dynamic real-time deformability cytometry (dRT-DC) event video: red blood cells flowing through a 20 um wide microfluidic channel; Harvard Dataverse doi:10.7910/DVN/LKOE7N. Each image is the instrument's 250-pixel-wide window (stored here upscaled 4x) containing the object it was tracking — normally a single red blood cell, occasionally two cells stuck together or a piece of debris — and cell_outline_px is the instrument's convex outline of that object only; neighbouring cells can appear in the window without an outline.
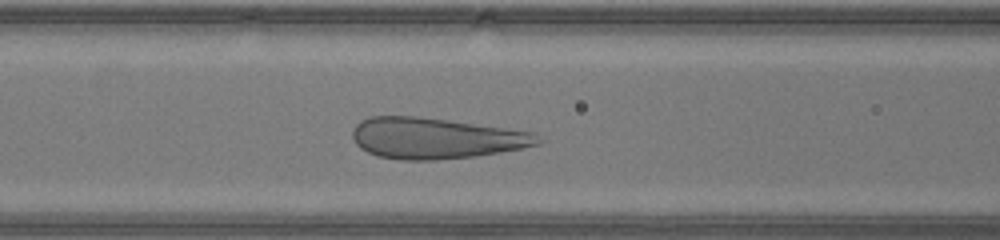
{"species": "human", "species_latin": "Homo sapiens", "temperature_condition": "warm", "stored_images_in_passage": 31, "camera_frame_rate_fps": 3000, "um_per_image_px": 0.085, "donor": {"sex": "male"}, "frame": {"image": 1, "passage_image": 12, "time_ms": 3.667, "image_size_px": [1000, 240], "cell_outline_px": [[544, 140], [540, 144], [500, 152], [476, 156], [436, 160], [400, 160], [380, 156], [368, 152], [360, 148], [356, 144], [352, 136], [352, 128], [360, 120], [372, 116], [416, 116], [536, 132]], "centroid_in_image_um": [37.04, 11.75], "position_along_channel_um": 129.6, "area_um2": 44.33}}
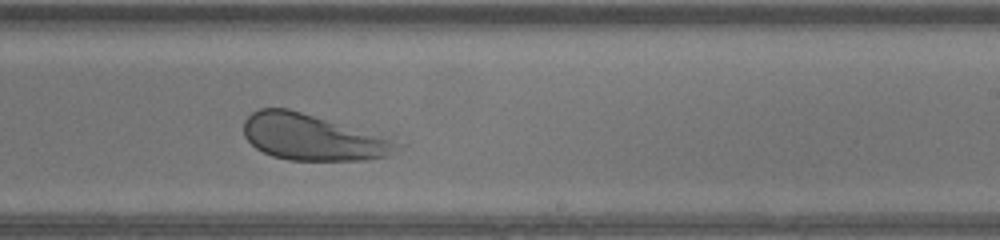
{"frame": {"image": 2, "passage_image": 21, "time_ms": 6.667, "image_size_px": [1000, 240], "cell_outline_px": [[408, 144], [388, 156], [364, 160], [288, 160], [272, 156], [256, 148], [244, 136], [244, 120], [252, 112], [260, 108], [288, 108]], "centroid_in_image_um": [26.57, 11.68], "position_along_channel_um": 262.4, "area_um2": 40.92}}
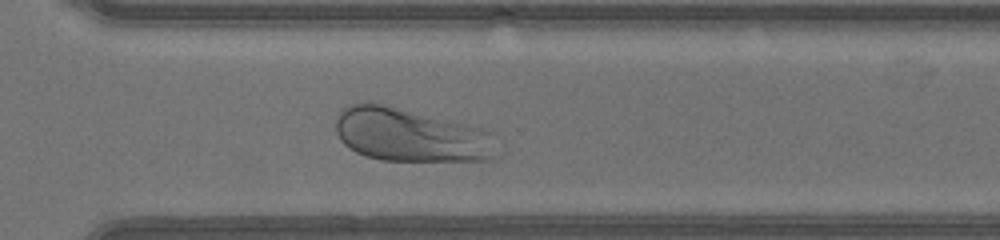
{"frame": {"image": 3, "passage_image": 26, "time_ms": 8.333, "image_size_px": [1000, 240], "cell_outline_px": [[496, 160], [380, 160], [364, 156], [348, 148], [340, 140], [336, 132], [336, 120], [340, 112], [344, 108], [352, 104], [380, 104], [484, 128], [492, 132]], "centroid_in_image_um": [34.9, 11.51], "position_along_channel_um": 335.7, "area_um2": 49.59}, "authors_computed_cell_mechanics": {"area_um2": 48.1474, "velocity_mm_per_s": 4.4394, "shape_relaxation_time_tau1_ms": 3.5691, "shape_relaxation_time_tau2_ms": null, "deformation_change_tau1": 0.161, "deformation_change_tau2": null}}